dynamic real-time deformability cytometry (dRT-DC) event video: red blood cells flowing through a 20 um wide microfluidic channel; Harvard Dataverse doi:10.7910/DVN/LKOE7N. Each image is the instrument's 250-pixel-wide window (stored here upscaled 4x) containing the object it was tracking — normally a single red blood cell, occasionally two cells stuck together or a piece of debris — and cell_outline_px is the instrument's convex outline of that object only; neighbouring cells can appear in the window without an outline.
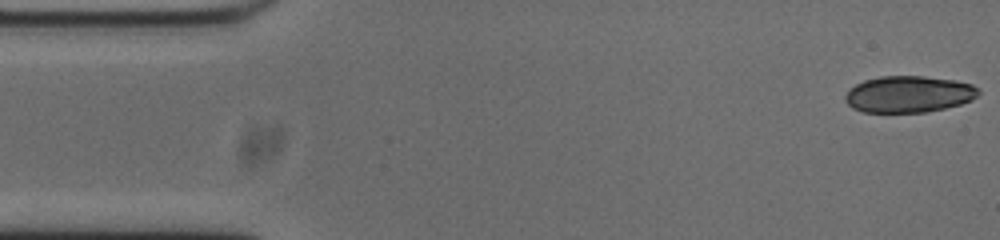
{"species": "common noctule bat (a hibernating species)", "species_latin": "Nyctalus noctula", "temperature_condition": "cold", "stored_images_in_passage": 52, "segment_of_instrument_passage": [1, 2], "camera_frame_rate_fps": 3000, "um_per_image_px": 0.085, "animal": {"sex": "male", "body_mass_g": 20.0, "forearm_length_mm": 53.3}, "frame": {"image": 1, "passage_image": 1, "time_ms": 0.0, "image_size_px": [1000, 240], "cell_outline_px": [[980, 92], [972, 100], [960, 104], [928, 112], [864, 112], [852, 108], [844, 100], [844, 96], [848, 88], [864, 80], [880, 76], [924, 76], [956, 80], [972, 84], [980, 88]], "centroid_in_image_um": [77.23, 8.0], "position_along_channel_um": 7.8, "area_um2": 28.67}}